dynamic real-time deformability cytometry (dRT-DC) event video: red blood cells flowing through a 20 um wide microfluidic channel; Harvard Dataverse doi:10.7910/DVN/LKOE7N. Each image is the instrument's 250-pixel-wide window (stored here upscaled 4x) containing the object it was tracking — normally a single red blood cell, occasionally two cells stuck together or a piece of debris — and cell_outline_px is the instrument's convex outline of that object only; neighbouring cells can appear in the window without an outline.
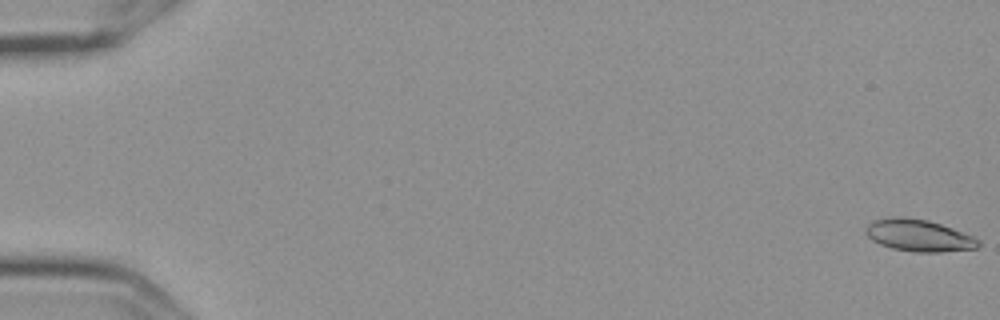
{"species": "Egyptian fruit bat (a non-hibernating species)", "species_latin": "Rousettus aegyptiacus", "temperature_condition": "cold", "stored_images_in_passage": 5, "camera_frame_rate_fps": 3000, "um_per_image_px": 0.085, "frame": {"image": 1, "passage_image": 1, "time_ms": 0.0, "image_size_px": [1000, 320], "cell_outline_px": [[980, 244], [976, 248], [940, 252], [916, 252], [892, 248], [880, 244], [872, 240], [864, 232], [864, 228], [872, 220], [892, 216], [904, 216], [928, 220], [952, 228], [972, 236], [980, 240]], "centroid_in_image_um": [78.05, 20.0], "position_along_channel_um": 7.0, "area_um2": 21.04}}
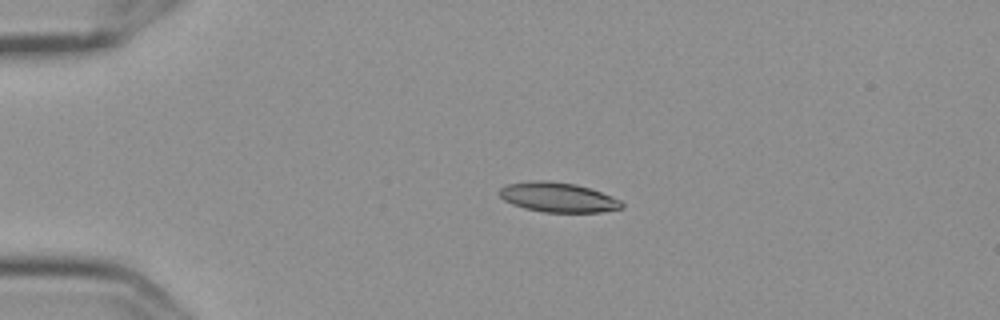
{"frame": {"image": 2, "passage_image": 4, "time_ms": 1.0, "image_size_px": [1000, 320], "cell_outline_px": [[624, 208], [600, 212], [544, 212], [524, 208], [512, 204], [504, 200], [500, 196], [500, 188], [508, 184], [540, 180], [576, 184], [600, 192], [620, 200], [624, 204]], "centroid_in_image_um": [47.44, 16.78], "position_along_channel_um": 37.6, "area_um2": 20.87}}